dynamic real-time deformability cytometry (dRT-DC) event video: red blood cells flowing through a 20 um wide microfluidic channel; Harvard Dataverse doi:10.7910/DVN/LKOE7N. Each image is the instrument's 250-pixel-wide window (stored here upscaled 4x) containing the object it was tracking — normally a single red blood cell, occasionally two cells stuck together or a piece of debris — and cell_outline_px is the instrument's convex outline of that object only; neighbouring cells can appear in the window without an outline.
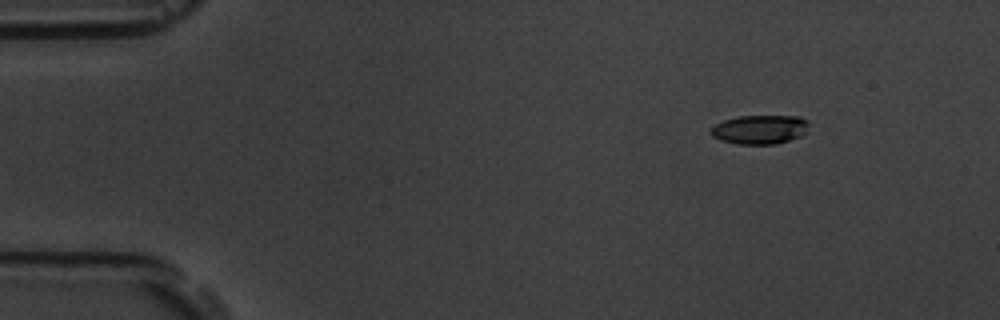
{"species": "common noctule bat (a hibernating species)", "species_latin": "Nyctalus noctula", "temperature_condition": "room temperature", "stored_images_in_passage": 4, "segment_of_instrument_passage": [1, 2], "camera_frame_rate_fps": 3000, "um_per_image_px": 0.085, "animal": {"sex": "male", "body_mass_g": 19.5, "forearm_length_mm": 54.6}, "frame": {"image": 1, "passage_image": 1, "time_ms": 0.0, "image_size_px": [1000, 320], "cell_outline_px": [[808, 124], [804, 132], [800, 136], [776, 144], [736, 144], [720, 140], [712, 136], [708, 132], [716, 124], [724, 120], [740, 116], [800, 116], [808, 120]], "centroid_in_image_um": [64.55, 11.0], "position_along_channel_um": 20.4, "area_um2": 16.53}}